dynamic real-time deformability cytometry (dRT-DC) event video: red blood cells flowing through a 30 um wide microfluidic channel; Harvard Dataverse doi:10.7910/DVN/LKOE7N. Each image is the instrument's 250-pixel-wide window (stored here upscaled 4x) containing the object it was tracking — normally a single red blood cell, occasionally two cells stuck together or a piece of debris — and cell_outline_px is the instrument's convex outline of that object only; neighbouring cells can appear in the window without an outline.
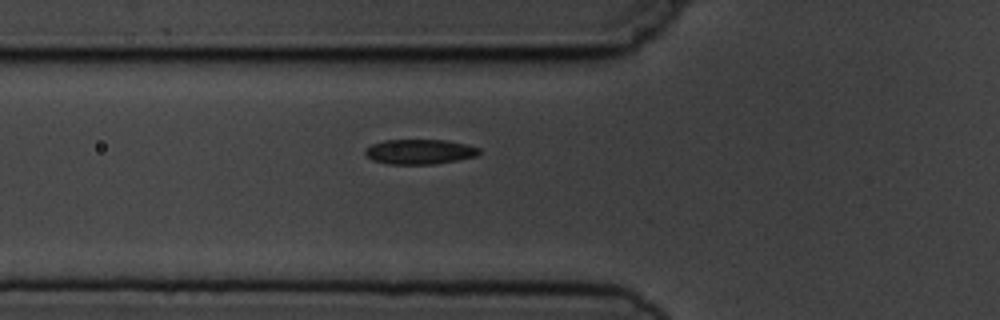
{"species": "common noctule bat (a hibernating species)", "species_latin": "Nyctalus noctula", "temperature_condition": "cold", "stored_images_in_passage": 6, "camera_frame_rate_fps": 3000, "um_per_image_px": 0.085, "animal": {"sex": "male", "body_mass_g": 19.5, "forearm_length_mm": 54.6}, "frame": {"image": 1, "passage_image": 6, "time_ms": 5.667, "image_size_px": [1000, 320], "cell_outline_px": [[480, 152], [476, 156], [456, 160], [432, 164], [388, 164], [372, 160], [364, 156], [364, 148], [372, 144], [384, 140], [448, 140], [468, 144], [480, 148]], "centroid_in_image_um": [35.63, 12.89], "position_along_channel_um": 90.2, "area_um2": 16.7}}